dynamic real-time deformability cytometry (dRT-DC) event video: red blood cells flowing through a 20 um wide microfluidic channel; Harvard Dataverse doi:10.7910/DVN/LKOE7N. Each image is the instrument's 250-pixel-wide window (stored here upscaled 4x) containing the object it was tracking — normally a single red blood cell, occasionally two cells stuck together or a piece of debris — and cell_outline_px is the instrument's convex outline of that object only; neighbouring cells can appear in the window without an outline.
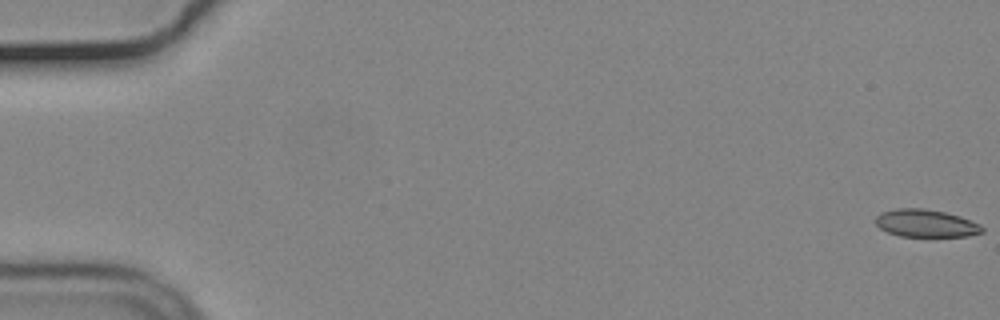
{"species": "common noctule bat (a hibernating species)", "species_latin": "Nyctalus noctula", "temperature_condition": "cold", "stored_images_in_passage": 12, "camera_frame_rate_fps": 3000, "um_per_image_px": 0.085, "animal": {"sex": "male", "body_mass_g": 19.2, "forearm_length_mm": 51.8}, "frame": {"image": 1, "passage_image": 1, "time_ms": 0.0, "image_size_px": [1000, 320], "cell_outline_px": [[984, 232], [968, 236], [900, 236], [888, 232], [880, 228], [876, 224], [876, 216], [880, 212], [896, 208], [924, 208], [944, 212], [960, 216], [980, 224], [984, 228]], "centroid_in_image_um": [78.7, 18.97], "position_along_channel_um": 6.3, "area_um2": 17.17}}